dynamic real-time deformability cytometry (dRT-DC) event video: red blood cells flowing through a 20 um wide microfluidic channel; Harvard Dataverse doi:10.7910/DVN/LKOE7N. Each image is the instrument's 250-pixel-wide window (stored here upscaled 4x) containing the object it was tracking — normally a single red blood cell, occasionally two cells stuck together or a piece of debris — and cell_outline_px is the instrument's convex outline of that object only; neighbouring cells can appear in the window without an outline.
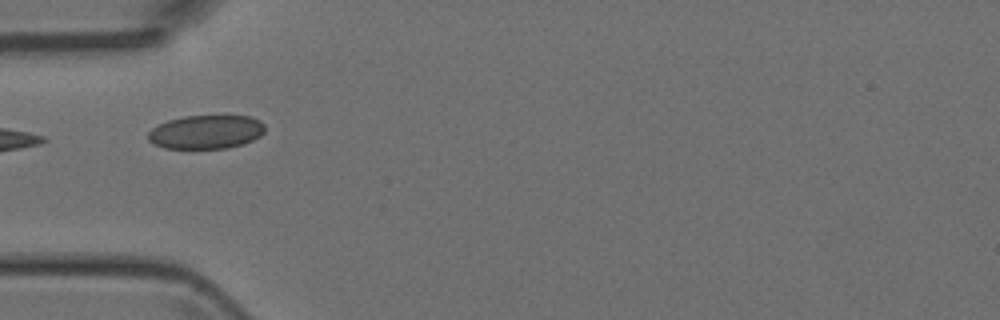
{"species": "Egyptian fruit bat (a non-hibernating species)", "species_latin": "Rousettus aegyptiacus", "temperature_condition": "room temperature", "stored_images_in_passage": 5, "camera_frame_rate_fps": 3000, "um_per_image_px": 0.085, "animal": {"sex": "female"}, "frame": {"image": 1, "passage_image": 5, "time_ms": 4.667, "image_size_px": [1000, 320], "cell_outline_px": [[264, 132], [260, 136], [252, 140], [228, 148], [164, 148], [148, 140], [148, 132], [152, 128], [168, 120], [184, 116], [248, 116], [260, 120], [264, 124]], "centroid_in_image_um": [17.52, 11.21], "position_along_channel_um": 67.5, "area_um2": 22.77}}